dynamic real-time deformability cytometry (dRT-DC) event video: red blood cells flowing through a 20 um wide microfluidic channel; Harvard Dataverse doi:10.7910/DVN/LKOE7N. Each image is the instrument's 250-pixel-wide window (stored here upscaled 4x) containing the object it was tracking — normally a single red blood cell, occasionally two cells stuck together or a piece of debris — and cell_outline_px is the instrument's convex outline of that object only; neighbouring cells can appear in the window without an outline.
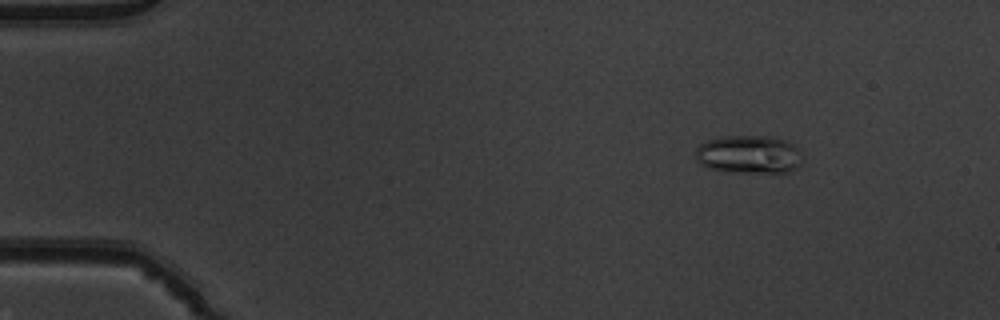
{"species": "common noctule bat (a hibernating species)", "species_latin": "Nyctalus noctula", "temperature_condition": "warm", "stored_images_in_passage": 52, "camera_frame_rate_fps": 3000, "um_per_image_px": 0.085, "animal": {"sex": "male", "body_mass_g": 19.5, "forearm_length_mm": 54.6}, "frame": {"image": 1, "passage_image": 7, "time_ms": 2.0, "image_size_px": [1000, 320], "cell_outline_px": [[800, 164], [796, 168], [788, 172], [724, 172], [708, 168], [700, 164], [696, 160], [696, 148], [700, 144], [708, 140], [728, 136], [768, 136], [784, 140], [792, 144], [796, 148]], "centroid_in_image_um": [63.58, 13.14], "position_along_channel_um": 21.4, "area_um2": 23.52}}
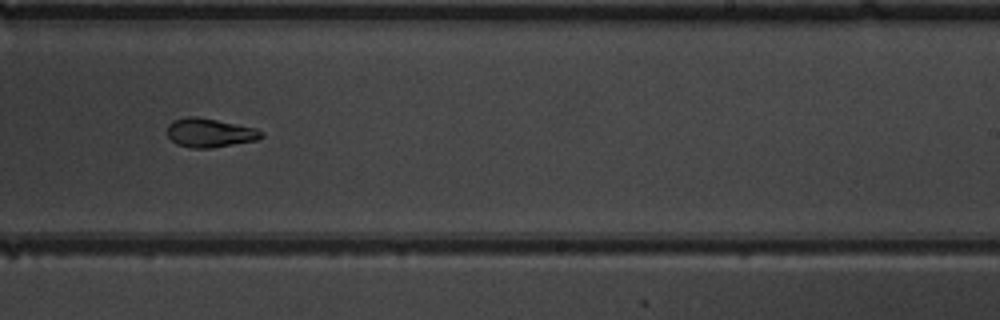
{"frame": {"image": 2, "passage_image": 33, "time_ms": 10.667, "image_size_px": [1000, 320], "cell_outline_px": [[264, 136], [256, 140], [208, 148], [192, 148], [176, 144], [168, 136], [168, 124], [172, 120], [188, 116], [192, 116], [216, 120], [256, 128], [264, 132]], "centroid_in_image_um": [17.82, 11.28], "position_along_channel_um": 271.2, "area_um2": 15.66}}
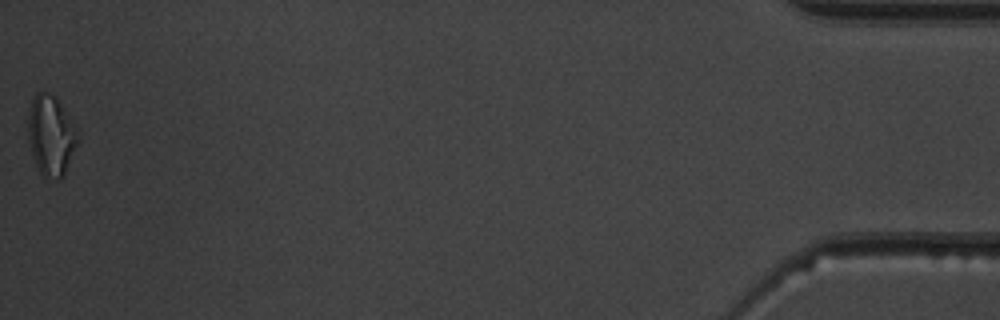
{"frame": {"image": 3, "passage_image": 52, "time_ms": 17.0, "image_size_px": [1000, 320], "cell_outline_px": [[80, 140], [64, 176], [60, 180], [44, 180], [36, 164], [28, 140], [28, 112], [32, 100], [36, 92], [44, 88], [56, 96], [80, 128]], "centroid_in_image_um": [4.39, 11.49], "position_along_channel_um": 430.8, "area_um2": 24.51}, "authors_computed_cell_mechanics": {"area_um2": 16.5308, "velocity_mm_per_s": 3.9575, "shape_relaxation_time_tau1_ms": null, "shape_relaxation_time_tau2_ms": 3.1878, "deformation_change_tau1": null, "deformation_change_tau2": 0.1022}}